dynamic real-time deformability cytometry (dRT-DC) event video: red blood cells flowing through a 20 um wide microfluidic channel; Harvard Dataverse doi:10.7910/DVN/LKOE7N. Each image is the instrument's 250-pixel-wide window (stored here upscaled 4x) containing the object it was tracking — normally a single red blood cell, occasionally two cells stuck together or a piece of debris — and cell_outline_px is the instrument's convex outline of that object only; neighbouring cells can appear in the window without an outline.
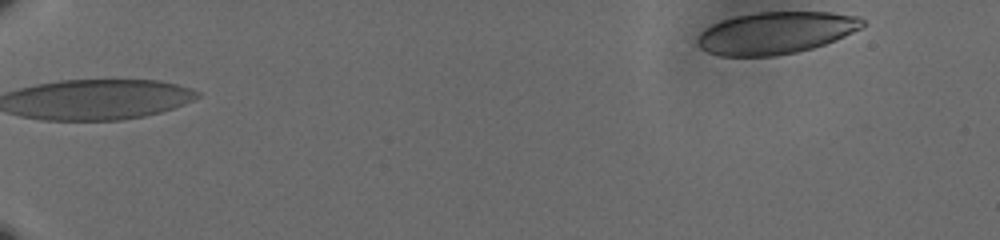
{"species": "human", "species_latin": "Homo sapiens", "temperature_condition": "cold", "stored_images_in_passage": 53, "camera_frame_rate_fps": 3000, "um_per_image_px": 0.085, "donor": {"sex": "male"}, "frame": {"image": 1, "passage_image": 1, "time_ms": 0.0, "image_size_px": [1000, 240], "cell_outline_px": [[864, 24], [860, 28], [844, 36], [824, 44], [812, 48], [796, 52], [776, 56], [720, 56], [708, 52], [700, 48], [696, 40], [700, 32], [704, 28], [712, 24], [736, 16], [756, 12], [828, 12], [860, 16], [864, 20]], "centroid_in_image_um": [65.91, 2.79], "position_along_channel_um": 19.1, "area_um2": 40.4}}
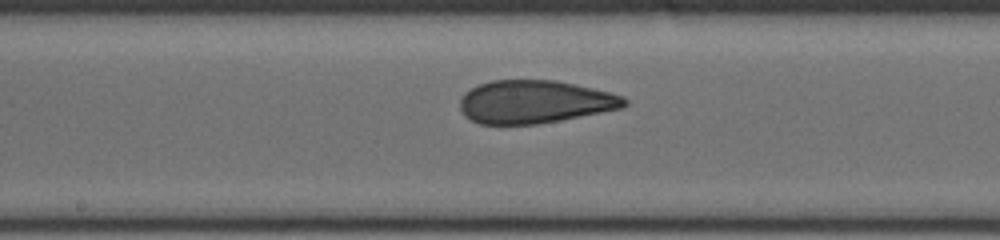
{"frame": {"image": 2, "passage_image": 30, "time_ms": 9.667, "image_size_px": [1000, 240], "cell_outline_px": [[628, 104], [624, 108], [560, 120], [536, 124], [480, 124], [468, 120], [464, 116], [460, 108], [460, 100], [464, 92], [480, 84], [492, 80], [556, 80], [592, 88], [624, 96], [628, 100]], "centroid_in_image_um": [45.44, 8.66], "position_along_channel_um": 202.8, "area_um2": 41.33}}
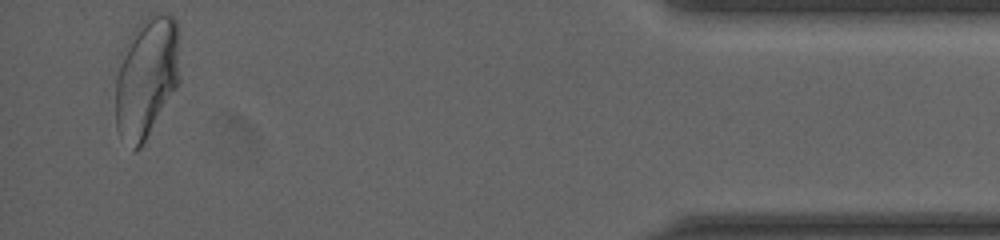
{"frame": {"image": 3, "passage_image": 53, "time_ms": 17.333, "image_size_px": [1000, 240], "cell_outline_px": [[180, 84], [140, 148], [136, 152], [132, 152], [116, 128], [116, 80], [120, 52], [132, 32], [140, 20], [148, 16], [172, 16], [176, 20], [180, 76]], "centroid_in_image_um": [12.44, 6.61], "position_along_channel_um": 422.8, "area_um2": 45.66}, "authors_computed_cell_mechanics": {"area_um2": 41.7894, "velocity_mm_per_s": 3.603, "shape_relaxation_time_tau1_ms": 9.6667, "shape_relaxation_time_tau2_ms": 1.0624, "deformation_change_tau1": 0.1978, "deformation_change_tau2": 0.0673}}